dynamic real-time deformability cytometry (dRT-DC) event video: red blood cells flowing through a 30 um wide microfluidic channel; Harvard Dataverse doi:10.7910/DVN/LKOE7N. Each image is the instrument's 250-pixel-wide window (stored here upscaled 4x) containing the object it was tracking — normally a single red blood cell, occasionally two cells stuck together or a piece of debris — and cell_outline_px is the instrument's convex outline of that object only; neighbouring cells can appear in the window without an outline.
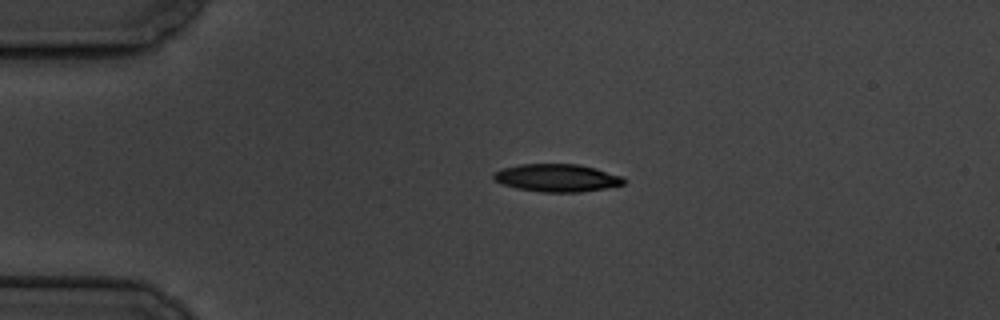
{"species": "common noctule bat (a hibernating species)", "species_latin": "Nyctalus noctula", "temperature_condition": "cold", "stored_images_in_passage": 45, "camera_frame_rate_fps": 3000, "um_per_image_px": 0.085, "animal": {"sex": "male", "body_mass_g": 19.5, "forearm_length_mm": 54.6}, "frame": {"image": 1, "passage_image": 1, "time_ms": 0.0, "image_size_px": [1000, 320], "cell_outline_px": [[628, 180], [624, 184], [604, 188], [580, 192], [540, 192], [516, 188], [504, 184], [496, 180], [492, 176], [492, 172], [504, 168], [520, 164], [580, 164], [596, 168], [624, 176]], "centroid_in_image_um": [47.39, 15.11], "position_along_channel_um": 37.6, "area_um2": 21.15}}
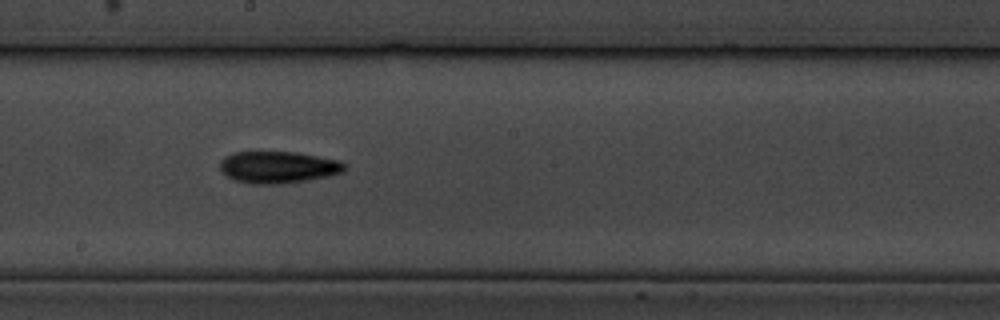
{"frame": {"image": 2, "passage_image": 20, "time_ms": 6.333, "image_size_px": [1000, 320], "cell_outline_px": [[344, 172], [328, 176], [308, 180], [280, 184], [252, 184], [236, 180], [220, 172], [220, 160], [224, 156], [232, 152], [296, 152], [340, 160], [344, 164]], "centroid_in_image_um": [23.62, 14.21], "position_along_channel_um": 224.6, "area_um2": 23.24}}
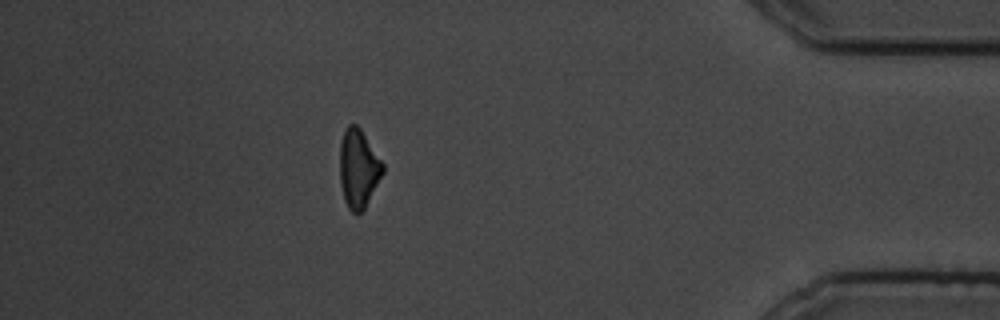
{"frame": {"image": 3, "passage_image": 39, "time_ms": 12.667, "image_size_px": [1000, 320], "cell_outline_px": [[384, 172], [364, 208], [360, 212], [352, 212], [348, 208], [344, 200], [340, 184], [340, 144], [344, 128], [348, 124], [356, 124], [360, 128], [384, 164]], "centroid_in_image_um": [30.45, 14.3], "position_along_channel_um": 404.7, "area_um2": 19.59}, "authors_computed_cell_mechanics": {"area_um2": 21.2126, "velocity_mm_per_s": 3.5104, "shape_relaxation_time_tau1_ms": 4.9299, "shape_relaxation_time_tau2_ms": null, "deformation_change_tau1": 0.1372, "deformation_change_tau2": null}}